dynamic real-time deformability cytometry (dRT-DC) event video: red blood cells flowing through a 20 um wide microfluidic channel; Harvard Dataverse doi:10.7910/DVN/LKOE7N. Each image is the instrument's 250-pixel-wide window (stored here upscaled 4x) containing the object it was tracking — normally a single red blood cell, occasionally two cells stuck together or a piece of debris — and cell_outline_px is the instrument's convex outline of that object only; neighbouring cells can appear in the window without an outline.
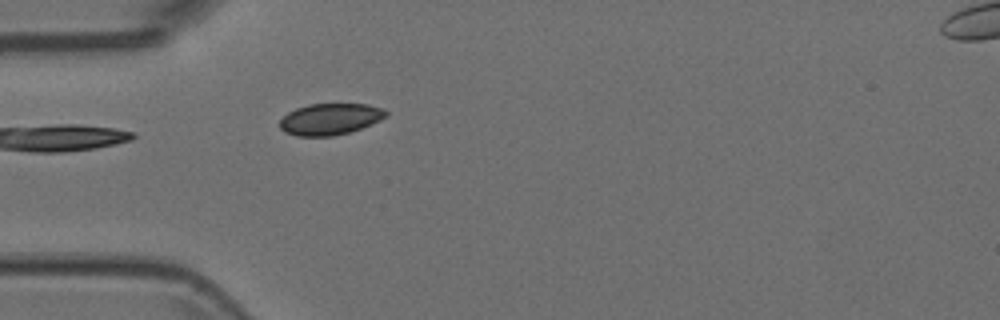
{"species": "Egyptian fruit bat (a non-hibernating species)", "species_latin": "Rousettus aegyptiacus", "temperature_condition": "room temperature", "stored_images_in_passage": 1, "camera_frame_rate_fps": 3000, "um_per_image_px": 0.085, "animal": {"sex": "female"}, "frame": {"image": 1, "passage_image": 1, "time_ms": 0.0, "image_size_px": [1000, 320], "cell_outline_px": [[388, 116], [380, 120], [360, 128], [348, 132], [332, 136], [296, 136], [284, 132], [280, 128], [280, 120], [288, 112], [296, 108], [308, 104], [368, 104], [384, 108], [388, 112]], "centroid_in_image_um": [28.06, 10.11], "position_along_channel_um": 56.9, "area_um2": 19.48}}